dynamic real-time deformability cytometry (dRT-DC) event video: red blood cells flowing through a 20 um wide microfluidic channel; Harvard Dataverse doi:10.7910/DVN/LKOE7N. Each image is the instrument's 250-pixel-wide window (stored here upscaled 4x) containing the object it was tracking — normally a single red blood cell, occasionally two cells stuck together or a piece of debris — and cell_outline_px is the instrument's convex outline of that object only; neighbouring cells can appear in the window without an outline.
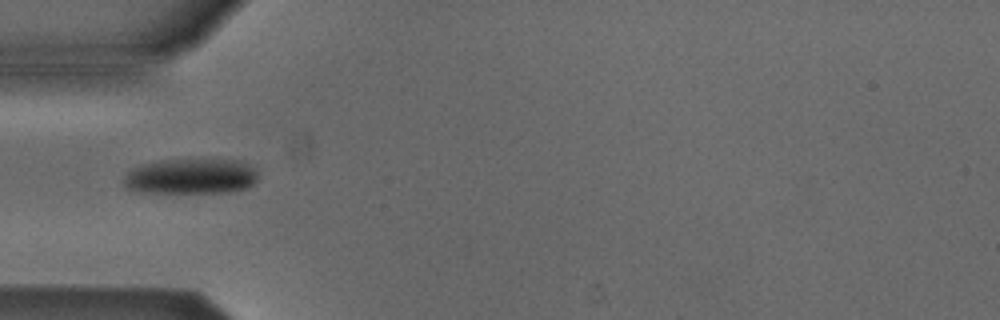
{"species": "Egyptian fruit bat (a non-hibernating species)", "species_latin": "Rousettus aegyptiacus", "temperature_condition": "cold", "stored_images_in_passage": 6, "camera_frame_rate_fps": 3000, "um_per_image_px": 0.085, "animal": {"sex": "male"}, "frame": {"image": 1, "passage_image": 3, "time_ms": 3.333, "image_size_px": [1000, 320], "cell_outline_px": [[256, 180], [248, 188], [228, 192], [140, 192], [128, 188], [124, 184], [124, 176], [132, 168], [144, 164], [160, 160], [244, 160], [256, 172]], "centroid_in_image_um": [16.23, 14.99], "position_along_channel_um": 68.8, "area_um2": 27.46}}
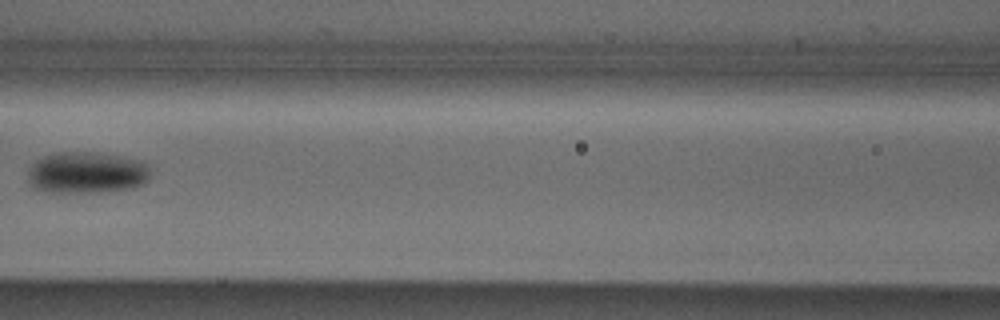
{"frame": {"image": 2, "passage_image": 5, "time_ms": 5.667, "image_size_px": [1000, 320], "cell_outline_px": [[152, 172], [148, 180], [144, 184], [132, 188], [104, 192], [48, 192], [32, 188], [28, 180], [28, 168], [36, 160], [44, 156], [56, 152], [100, 152], [144, 160], [148, 164]], "centroid_in_image_um": [7.41, 14.67], "position_along_channel_um": 159.2, "area_um2": 30.46}}
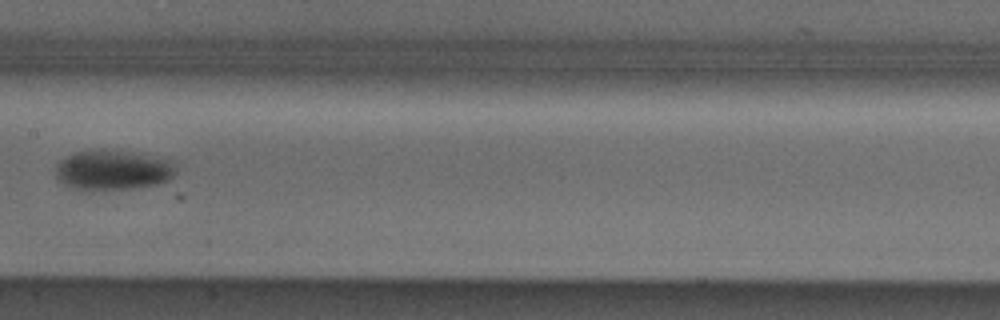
{"frame": {"image": 3, "passage_image": 6, "time_ms": 6.667, "image_size_px": [1000, 320], "cell_outline_px": [[176, 172], [168, 180], [160, 184], [132, 188], [88, 192], [72, 188], [64, 184], [56, 176], [56, 164], [60, 160], [76, 152], [120, 152], [168, 160], [176, 168]], "centroid_in_image_um": [9.54, 14.54], "position_along_channel_um": 197.9, "area_um2": 27.22}}